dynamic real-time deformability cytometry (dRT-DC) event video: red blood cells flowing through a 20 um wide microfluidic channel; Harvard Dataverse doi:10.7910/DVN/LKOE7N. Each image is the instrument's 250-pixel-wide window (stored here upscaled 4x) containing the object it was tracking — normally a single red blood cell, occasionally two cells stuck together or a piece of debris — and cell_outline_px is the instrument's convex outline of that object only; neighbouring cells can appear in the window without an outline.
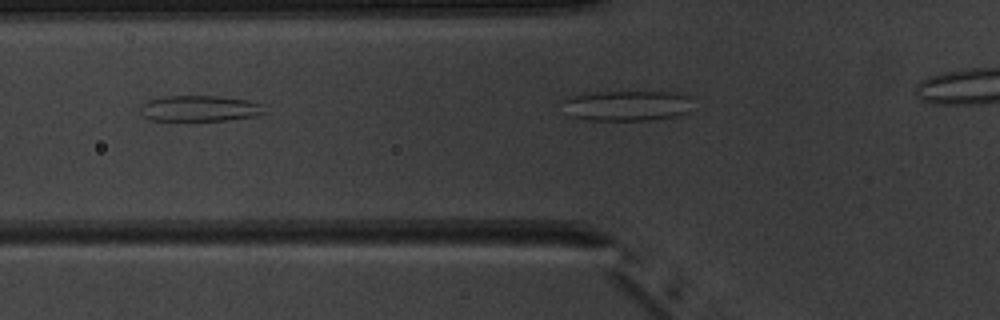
{"species": "common noctule bat (a hibernating species)", "species_latin": "Nyctalus noctula", "temperature_condition": "warm", "stored_images_in_passage": 9, "camera_frame_rate_fps": 3000, "um_per_image_px": 0.085, "animal": {"sex": "male", "body_mass_g": 20.1, "forearm_length_mm": 53.5}, "frame": {"image": 1, "passage_image": 6, "time_ms": 6.0, "image_size_px": [1000, 320], "cell_outline_px": [[268, 112], [256, 116], [228, 120], [148, 120], [140, 112], [140, 104], [148, 100], [160, 96], [220, 96], [248, 100], [264, 104]], "centroid_in_image_um": [17.0, 9.21], "position_along_channel_um": 108.8, "area_um2": 19.07}}